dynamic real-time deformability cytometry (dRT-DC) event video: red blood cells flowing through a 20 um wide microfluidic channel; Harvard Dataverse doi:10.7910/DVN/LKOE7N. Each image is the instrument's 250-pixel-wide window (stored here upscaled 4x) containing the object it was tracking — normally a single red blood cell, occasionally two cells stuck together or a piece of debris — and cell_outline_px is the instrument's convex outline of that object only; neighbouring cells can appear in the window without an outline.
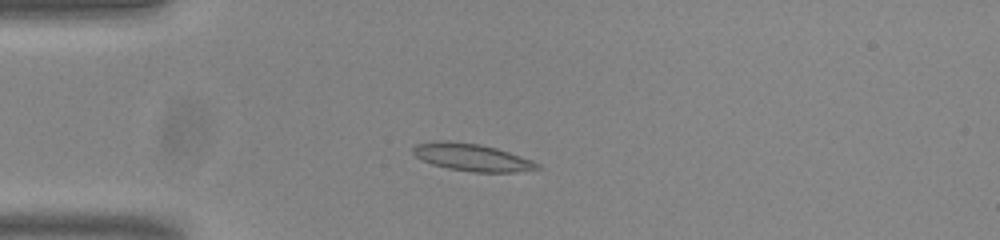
{"species": "common noctule bat (a hibernating species)", "species_latin": "Nyctalus noctula", "temperature_condition": "room temperature", "stored_images_in_passage": 43, "camera_frame_rate_fps": 3000, "um_per_image_px": 0.085, "animal": {"sex": "male", "body_mass_g": 20.0, "forearm_length_mm": 53.3}, "frame": {"image": 1, "passage_image": 3, "time_ms": 0.667, "image_size_px": [1000, 240], "cell_outline_px": [[540, 168], [516, 172], [472, 172], [448, 168], [432, 164], [416, 156], [412, 152], [412, 148], [416, 144], [440, 140], [448, 140], [480, 144], [496, 148], [532, 160], [540, 164]], "centroid_in_image_um": [40.1, 13.36], "position_along_channel_um": 44.9, "area_um2": 19.71}}
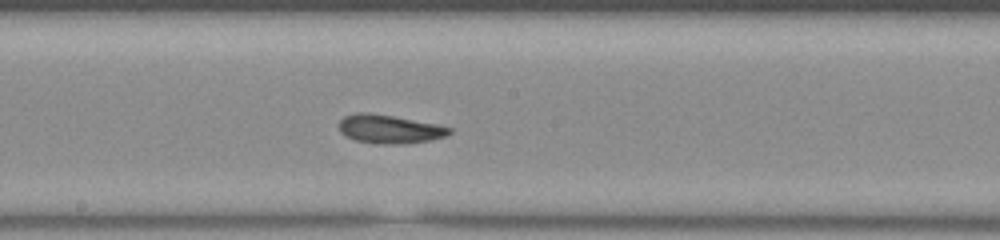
{"frame": {"image": 2, "passage_image": 18, "time_ms": 5.667, "image_size_px": [1000, 240], "cell_outline_px": [[452, 132], [448, 136], [432, 140], [400, 144], [380, 144], [356, 140], [344, 136], [340, 132], [336, 124], [344, 116], [356, 112], [368, 112], [392, 116], [436, 124], [452, 128]], "centroid_in_image_um": [33.07, 10.97], "position_along_channel_um": 215.1, "area_um2": 18.61}}
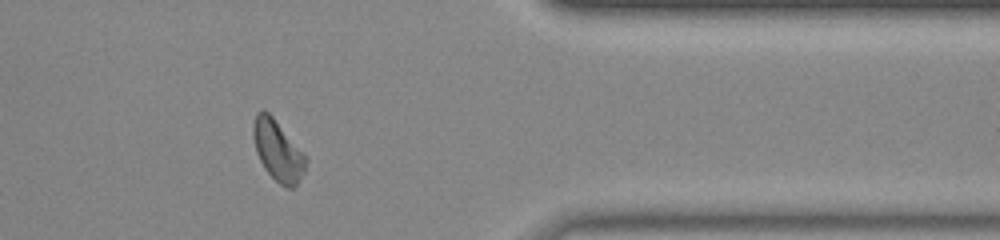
{"frame": {"image": 3, "passage_image": 33, "time_ms": 10.667, "image_size_px": [1000, 240], "cell_outline_px": [[308, 160], [304, 172], [296, 188], [288, 188], [280, 184], [264, 168], [256, 152], [252, 136], [252, 124], [256, 112], [260, 108], [264, 108], [272, 116], [308, 156]], "centroid_in_image_um": [23.62, 12.78], "position_along_channel_um": 387.8, "area_um2": 19.02}, "authors_computed_cell_mechanics": {"area_um2": 18.1492, "velocity_mm_per_s": 3.8087, "shape_relaxation_time_tau1_ms": 3.4675, "shape_relaxation_time_tau2_ms": 2.4254, "deformation_change_tau1": 0.1199, "deformation_change_tau2": 0.0867}}